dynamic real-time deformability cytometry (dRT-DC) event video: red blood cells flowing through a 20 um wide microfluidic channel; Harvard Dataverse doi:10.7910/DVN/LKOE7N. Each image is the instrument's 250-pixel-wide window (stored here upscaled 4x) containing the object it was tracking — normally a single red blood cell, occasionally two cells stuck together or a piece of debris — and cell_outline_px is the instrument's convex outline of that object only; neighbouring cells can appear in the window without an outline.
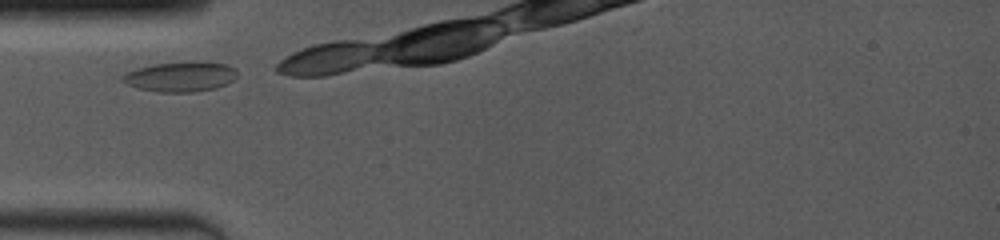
{"species": "common noctule bat (a hibernating species)", "species_latin": "Nyctalus noctula", "temperature_condition": "room temperature", "stored_images_in_passage": 3, "camera_frame_rate_fps": 4000, "um_per_image_px": 0.085, "animal": {"sex": "female", "body_mass_g": 19.0, "forearm_length_mm": 53.3}, "frame": {"image": 1, "passage_image": 1, "time_ms": 0.0, "image_size_px": [1000, 240], "cell_outline_px": [[236, 76], [232, 80], [216, 88], [196, 92], [160, 92], [136, 88], [120, 80], [120, 76], [124, 72], [136, 68], [152, 64], [192, 60], [196, 60], [224, 64], [236, 68]], "centroid_in_image_um": [15.29, 6.5], "position_along_channel_um": 69.7, "area_um2": 20.46}}